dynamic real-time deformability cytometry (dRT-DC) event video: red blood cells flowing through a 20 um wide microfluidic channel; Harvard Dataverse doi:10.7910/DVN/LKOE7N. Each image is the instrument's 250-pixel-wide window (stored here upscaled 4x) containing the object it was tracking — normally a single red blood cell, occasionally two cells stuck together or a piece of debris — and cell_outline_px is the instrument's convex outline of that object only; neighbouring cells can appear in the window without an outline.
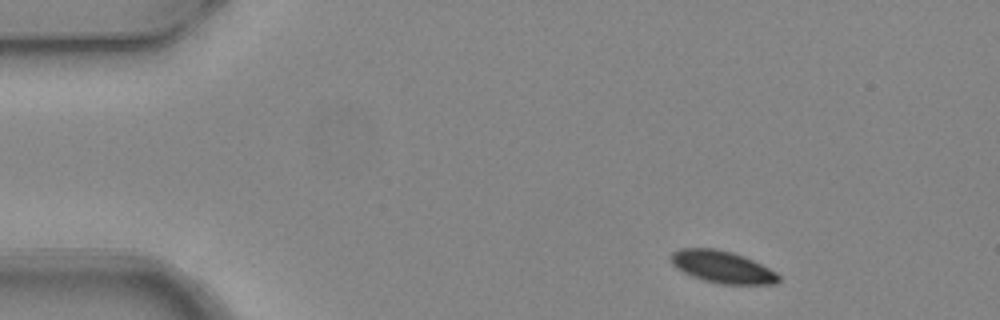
{"species": "common noctule bat (a hibernating species)", "species_latin": "Nyctalus noctula", "temperature_condition": "warm", "stored_images_in_passage": 4, "camera_frame_rate_fps": 3000, "um_per_image_px": 0.085, "animal": {"sex": "female", "body_mass_g": 24.6, "forearm_length_mm": 56.2}, "frame": {"image": 1, "passage_image": 1, "time_ms": 0.0, "image_size_px": [1000, 320], "cell_outline_px": [[780, 280], [776, 284], [720, 284], [704, 280], [692, 276], [676, 268], [672, 264], [672, 252], [680, 248], [716, 248], [732, 252], [744, 256], [776, 272], [780, 276]], "centroid_in_image_um": [61.4, 22.69], "position_along_channel_um": 23.6, "area_um2": 20.06}}